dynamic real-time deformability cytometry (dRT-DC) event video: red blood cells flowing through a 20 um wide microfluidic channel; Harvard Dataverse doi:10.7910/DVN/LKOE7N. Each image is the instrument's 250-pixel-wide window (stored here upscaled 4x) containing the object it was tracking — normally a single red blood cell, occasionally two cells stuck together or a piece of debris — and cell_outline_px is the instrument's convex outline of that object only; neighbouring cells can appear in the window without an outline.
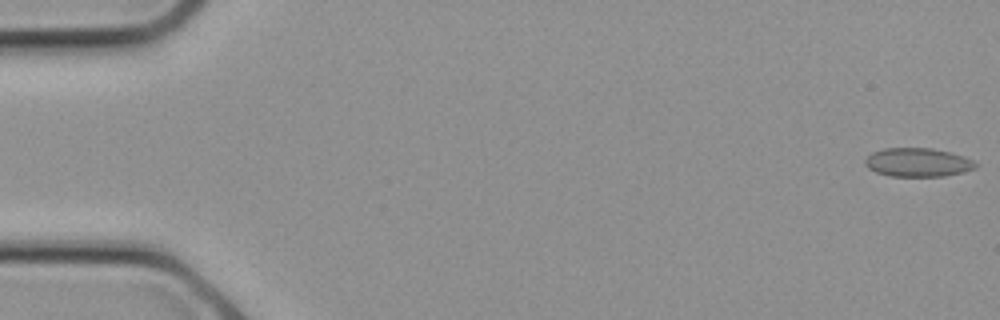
{"species": "common noctule bat (a hibernating species)", "species_latin": "Nyctalus noctula", "temperature_condition": "cold", "stored_images_in_passage": 10, "camera_frame_rate_fps": 3000, "um_per_image_px": 0.085, "animal": {"sex": "female", "body_mass_g": 21.9}, "frame": {"image": 1, "passage_image": 1, "time_ms": 0.0, "image_size_px": [1000, 320], "cell_outline_px": [[976, 168], [964, 172], [944, 176], [892, 176], [876, 172], [868, 168], [864, 164], [864, 160], [872, 152], [884, 148], [932, 148], [964, 156], [972, 160], [976, 164]], "centroid_in_image_um": [78.0, 13.8], "position_along_channel_um": 7.0, "area_um2": 18.44}}
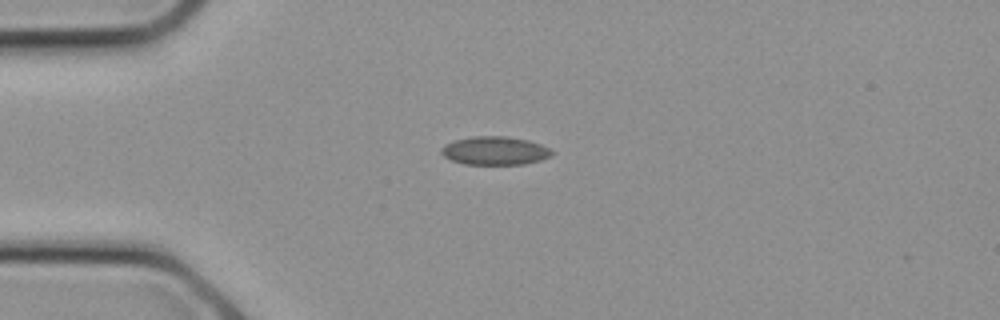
{"frame": {"image": 2, "passage_image": 7, "time_ms": 2.0, "image_size_px": [1000, 320], "cell_outline_px": [[552, 152], [548, 156], [540, 160], [524, 164], [464, 164], [452, 160], [444, 156], [440, 152], [440, 148], [444, 144], [452, 140], [472, 136], [508, 136], [528, 140], [540, 144], [548, 148]], "centroid_in_image_um": [41.99, 12.79], "position_along_channel_um": 43.0, "area_um2": 18.26}}
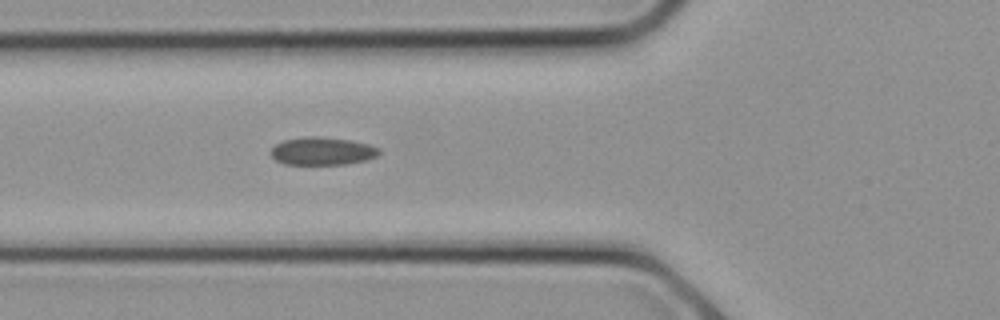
{"frame": {"image": 3, "passage_image": 10, "time_ms": 3.0, "image_size_px": [1000, 320], "cell_outline_px": [[380, 152], [376, 156], [364, 160], [348, 164], [284, 164], [276, 160], [268, 152], [276, 144], [284, 140], [312, 136], [316, 136], [352, 140], [368, 144], [380, 148]], "centroid_in_image_um": [27.39, 12.84], "position_along_channel_um": 98.4, "area_um2": 17.51}}